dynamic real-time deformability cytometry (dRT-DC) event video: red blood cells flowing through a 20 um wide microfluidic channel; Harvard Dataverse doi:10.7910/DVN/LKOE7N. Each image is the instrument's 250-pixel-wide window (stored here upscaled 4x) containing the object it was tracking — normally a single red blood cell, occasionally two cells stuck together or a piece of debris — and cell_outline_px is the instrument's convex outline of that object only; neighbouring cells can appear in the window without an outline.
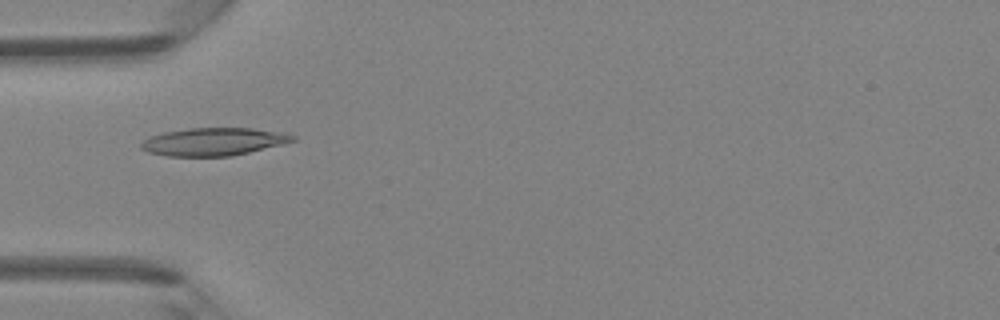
{"species": "Egyptian fruit bat (a non-hibernating species)", "species_latin": "Rousettus aegyptiacus", "temperature_condition": "room temperature", "stored_images_in_passage": 37, "camera_frame_rate_fps": 3000, "um_per_image_px": 0.085, "animal": {"sex": "female"}, "frame": {"image": 1, "passage_image": 5, "time_ms": 1.333, "image_size_px": [1000, 320], "cell_outline_px": [[296, 140], [284, 144], [232, 156], [168, 156], [148, 152], [140, 148], [140, 144], [148, 136], [164, 132], [192, 128], [252, 128], [284, 132], [296, 136]], "centroid_in_image_um": [18.17, 12.04], "position_along_channel_um": 66.8, "area_um2": 24.68}}
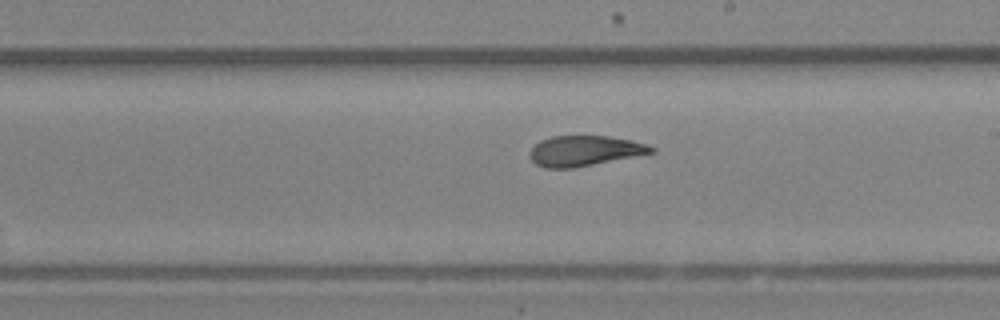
{"frame": {"image": 2, "passage_image": 17, "time_ms": 5.333, "image_size_px": [1000, 320], "cell_outline_px": [[656, 152], [572, 168], [544, 168], [536, 164], [528, 156], [528, 152], [540, 140], [552, 136], [608, 136], [632, 140], [656, 148]], "centroid_in_image_um": [49.66, 12.82], "position_along_channel_um": 239.3, "area_um2": 21.39}}
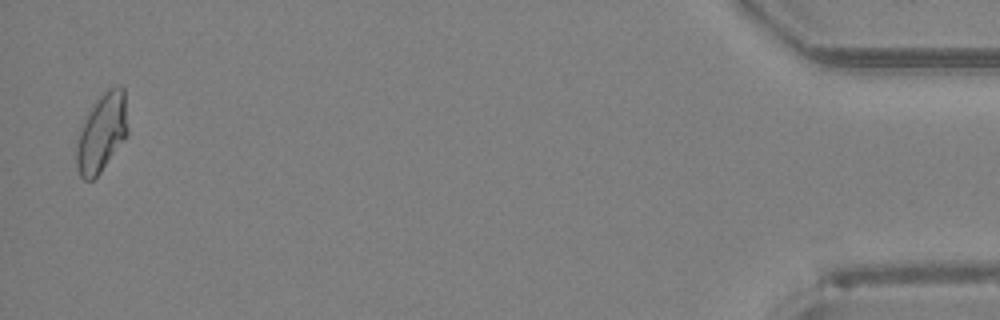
{"frame": {"image": 3, "passage_image": 36, "time_ms": 11.667, "image_size_px": [1000, 320], "cell_outline_px": [[128, 136], [100, 172], [92, 180], [84, 180], [80, 176], [76, 168], [76, 144], [80, 128], [84, 120], [100, 96], [108, 88], [120, 84], [124, 88], [128, 128]], "centroid_in_image_um": [8.66, 11.29], "position_along_channel_um": 426.5, "area_um2": 23.47}, "authors_computed_cell_mechanics": {"area_um2": 22.4842, "velocity_mm_per_s": 4.3277, "shape_relaxation_time_tau1_ms": 10.6356, "shape_relaxation_time_tau2_ms": 2.1852, "deformation_change_tau1": 0.2427, "deformation_change_tau2": 0.0682}}